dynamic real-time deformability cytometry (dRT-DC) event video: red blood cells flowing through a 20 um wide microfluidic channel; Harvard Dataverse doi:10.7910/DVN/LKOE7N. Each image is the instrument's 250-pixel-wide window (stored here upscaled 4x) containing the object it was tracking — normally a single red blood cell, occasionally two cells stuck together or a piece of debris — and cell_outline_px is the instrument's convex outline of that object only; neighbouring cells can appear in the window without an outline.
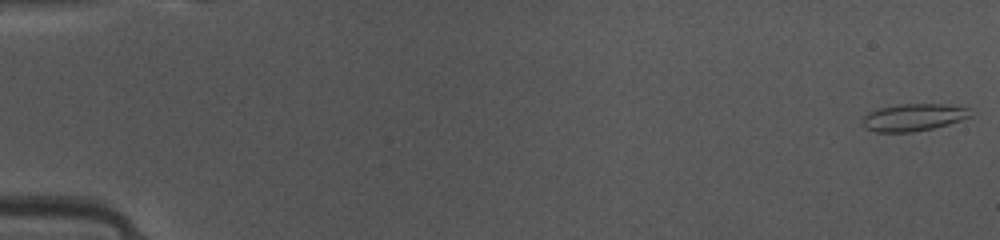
{"species": "common noctule bat (a hibernating species)", "species_latin": "Nyctalus noctula", "temperature_condition": "warm", "stored_images_in_passage": 49, "camera_frame_rate_fps": 3000, "um_per_image_px": 0.085, "animal": {"sex": "female", "body_mass_g": 10.0, "forearm_length_mm": 53.1}, "frame": {"image": 1, "passage_image": 1, "time_ms": 0.0, "image_size_px": [1000, 240], "cell_outline_px": [[972, 116], [948, 124], [932, 128], [912, 132], [876, 132], [864, 128], [860, 124], [860, 120], [868, 112], [880, 108], [900, 104], [944, 104], [968, 108]], "centroid_in_image_um": [77.58, 9.98], "position_along_channel_um": 7.4, "area_um2": 17.17}}
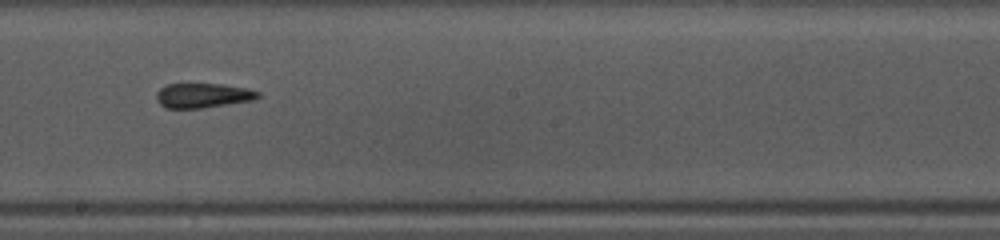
{"frame": {"image": 2, "passage_image": 28, "time_ms": 9.0, "image_size_px": [1000, 240], "cell_outline_px": [[260, 96], [252, 100], [204, 108], [168, 108], [160, 104], [156, 100], [156, 92], [160, 88], [168, 84], [224, 84], [248, 88], [260, 92]], "centroid_in_image_um": [17.25, 8.11], "position_along_channel_um": 231.0, "area_um2": 14.62}}
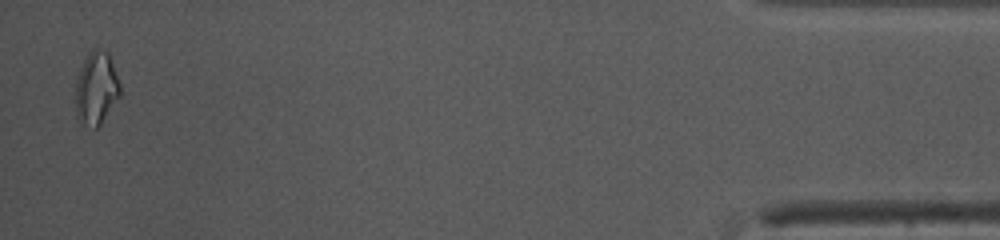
{"frame": {"image": 3, "passage_image": 48, "time_ms": 15.667, "image_size_px": [1000, 240], "cell_outline_px": [[120, 96], [100, 124], [96, 128], [76, 120], [76, 76], [88, 52], [92, 48], [96, 48], [108, 52], [120, 84]], "centroid_in_image_um": [8.17, 7.48], "position_along_channel_um": 427.0, "area_um2": 18.84}, "authors_computed_cell_mechanics": {"area_um2": 15.5482, "velocity_mm_per_s": 4.1256, "shape_relaxation_time_tau1_ms": null, "shape_relaxation_time_tau2_ms": 6.2719, "deformation_change_tau1": null, "deformation_change_tau2": 0.1407}}